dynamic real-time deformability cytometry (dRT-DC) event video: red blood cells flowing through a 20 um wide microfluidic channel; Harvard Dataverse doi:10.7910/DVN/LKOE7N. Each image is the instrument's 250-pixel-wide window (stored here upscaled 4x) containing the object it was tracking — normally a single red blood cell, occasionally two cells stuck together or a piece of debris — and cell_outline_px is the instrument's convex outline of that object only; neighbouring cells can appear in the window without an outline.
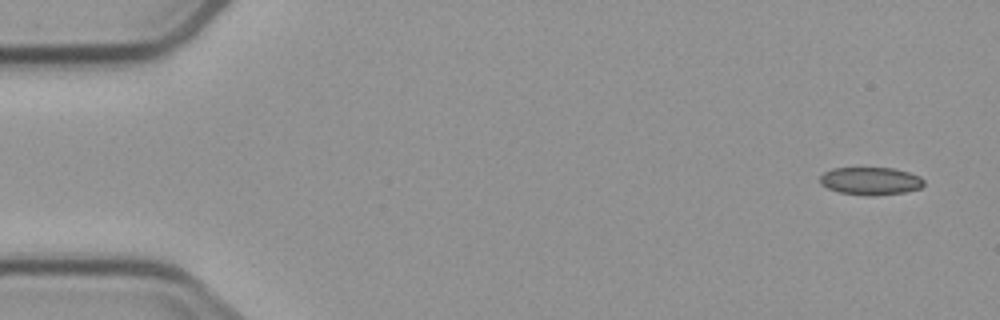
{"species": "common noctule bat (a hibernating species)", "species_latin": "Nyctalus noctula", "temperature_condition": "cold", "stored_images_in_passage": 4, "camera_frame_rate_fps": 3000, "um_per_image_px": 0.085, "animal": {"sex": "male", "body_mass_g": 23.1, "forearm_length_mm": 52.7}, "frame": {"image": 1, "passage_image": 1, "time_ms": 0.0, "image_size_px": [1000, 320], "cell_outline_px": [[924, 184], [920, 188], [904, 192], [872, 196], [864, 196], [840, 192], [828, 188], [820, 184], [820, 176], [824, 172], [832, 168], [892, 168], [908, 172], [920, 176], [924, 180]], "centroid_in_image_um": [73.99, 15.39], "position_along_channel_um": 11.0, "area_um2": 16.82}}
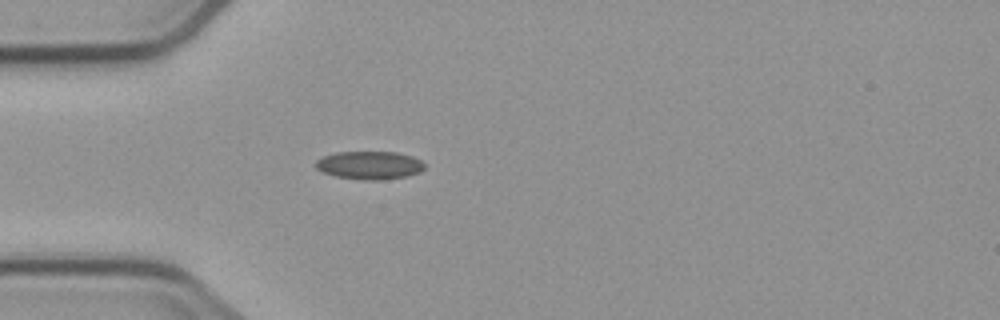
{"frame": {"image": 2, "passage_image": 4, "time_ms": 4.333, "image_size_px": [1000, 320], "cell_outline_px": [[424, 168], [420, 172], [408, 176], [380, 180], [360, 180], [336, 176], [324, 172], [316, 168], [316, 160], [324, 156], [336, 152], [396, 152], [412, 156], [420, 160], [424, 164]], "centroid_in_image_um": [31.42, 14.05], "position_along_channel_um": 53.6, "area_um2": 17.8}}